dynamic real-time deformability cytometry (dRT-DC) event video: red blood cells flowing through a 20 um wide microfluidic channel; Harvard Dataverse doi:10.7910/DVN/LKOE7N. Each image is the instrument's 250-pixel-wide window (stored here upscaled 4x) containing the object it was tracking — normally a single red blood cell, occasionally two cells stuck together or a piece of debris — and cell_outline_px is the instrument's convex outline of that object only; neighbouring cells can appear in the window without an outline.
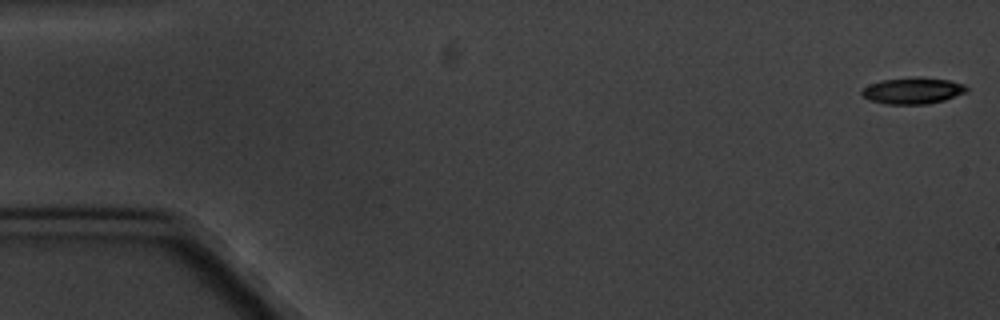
{"species": "common noctule bat (a hibernating species)", "species_latin": "Nyctalus noctula", "temperature_condition": "cold", "stored_images_in_passage": 6, "camera_frame_rate_fps": 3000, "um_per_image_px": 0.085, "animal": {"sex": "male", "body_mass_g": 20.1, "forearm_length_mm": 53.5}, "frame": {"image": 1, "passage_image": 1, "time_ms": 0.0, "image_size_px": [1000, 320], "cell_outline_px": [[968, 92], [944, 100], [928, 104], [884, 104], [868, 100], [860, 92], [868, 84], [880, 80], [948, 80], [964, 84], [968, 88]], "centroid_in_image_um": [77.57, 7.77], "position_along_channel_um": 7.4, "area_um2": 15.37}}